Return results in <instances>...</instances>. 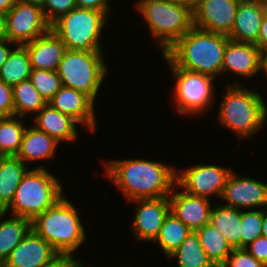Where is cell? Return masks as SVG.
<instances>
[{
    "mask_svg": "<svg viewBox=\"0 0 267 267\" xmlns=\"http://www.w3.org/2000/svg\"><path fill=\"white\" fill-rule=\"evenodd\" d=\"M105 175L122 190L127 201L169 196L176 185L177 169L145 159L106 160Z\"/></svg>",
    "mask_w": 267,
    "mask_h": 267,
    "instance_id": "1",
    "label": "cell"
},
{
    "mask_svg": "<svg viewBox=\"0 0 267 267\" xmlns=\"http://www.w3.org/2000/svg\"><path fill=\"white\" fill-rule=\"evenodd\" d=\"M229 40L227 35L194 26L164 54L177 67L216 78L222 75L224 51Z\"/></svg>",
    "mask_w": 267,
    "mask_h": 267,
    "instance_id": "2",
    "label": "cell"
},
{
    "mask_svg": "<svg viewBox=\"0 0 267 267\" xmlns=\"http://www.w3.org/2000/svg\"><path fill=\"white\" fill-rule=\"evenodd\" d=\"M225 91L219 106V124L234 131L240 141L251 138L267 120L264 98L238 82L227 84Z\"/></svg>",
    "mask_w": 267,
    "mask_h": 267,
    "instance_id": "3",
    "label": "cell"
},
{
    "mask_svg": "<svg viewBox=\"0 0 267 267\" xmlns=\"http://www.w3.org/2000/svg\"><path fill=\"white\" fill-rule=\"evenodd\" d=\"M74 204L64 196L32 220V230L58 254L73 255L86 240L85 229Z\"/></svg>",
    "mask_w": 267,
    "mask_h": 267,
    "instance_id": "4",
    "label": "cell"
},
{
    "mask_svg": "<svg viewBox=\"0 0 267 267\" xmlns=\"http://www.w3.org/2000/svg\"><path fill=\"white\" fill-rule=\"evenodd\" d=\"M60 181L44 166L28 169L4 212L34 220L64 196Z\"/></svg>",
    "mask_w": 267,
    "mask_h": 267,
    "instance_id": "5",
    "label": "cell"
},
{
    "mask_svg": "<svg viewBox=\"0 0 267 267\" xmlns=\"http://www.w3.org/2000/svg\"><path fill=\"white\" fill-rule=\"evenodd\" d=\"M146 21L151 35L164 54L179 38L194 27L193 10L168 0H139L135 9Z\"/></svg>",
    "mask_w": 267,
    "mask_h": 267,
    "instance_id": "6",
    "label": "cell"
},
{
    "mask_svg": "<svg viewBox=\"0 0 267 267\" xmlns=\"http://www.w3.org/2000/svg\"><path fill=\"white\" fill-rule=\"evenodd\" d=\"M109 17L102 11L76 7L50 25L68 50L102 51L100 37Z\"/></svg>",
    "mask_w": 267,
    "mask_h": 267,
    "instance_id": "7",
    "label": "cell"
},
{
    "mask_svg": "<svg viewBox=\"0 0 267 267\" xmlns=\"http://www.w3.org/2000/svg\"><path fill=\"white\" fill-rule=\"evenodd\" d=\"M102 51L66 49L57 73L63 86L88 95L94 102L107 73Z\"/></svg>",
    "mask_w": 267,
    "mask_h": 267,
    "instance_id": "8",
    "label": "cell"
},
{
    "mask_svg": "<svg viewBox=\"0 0 267 267\" xmlns=\"http://www.w3.org/2000/svg\"><path fill=\"white\" fill-rule=\"evenodd\" d=\"M164 60L170 65L176 84L174 102L180 114L197 115L204 113L214 100L213 80L215 78L177 67L165 54Z\"/></svg>",
    "mask_w": 267,
    "mask_h": 267,
    "instance_id": "9",
    "label": "cell"
},
{
    "mask_svg": "<svg viewBox=\"0 0 267 267\" xmlns=\"http://www.w3.org/2000/svg\"><path fill=\"white\" fill-rule=\"evenodd\" d=\"M49 30L41 7L16 0L6 14L7 39L16 45L30 43Z\"/></svg>",
    "mask_w": 267,
    "mask_h": 267,
    "instance_id": "10",
    "label": "cell"
},
{
    "mask_svg": "<svg viewBox=\"0 0 267 267\" xmlns=\"http://www.w3.org/2000/svg\"><path fill=\"white\" fill-rule=\"evenodd\" d=\"M180 171L177 170L176 184L188 194L205 198L210 195L222 198L227 177L232 172L230 168L211 164H198Z\"/></svg>",
    "mask_w": 267,
    "mask_h": 267,
    "instance_id": "11",
    "label": "cell"
},
{
    "mask_svg": "<svg viewBox=\"0 0 267 267\" xmlns=\"http://www.w3.org/2000/svg\"><path fill=\"white\" fill-rule=\"evenodd\" d=\"M222 201H226L224 206L243 209H267V183L251 177H239L235 172H231L227 177Z\"/></svg>",
    "mask_w": 267,
    "mask_h": 267,
    "instance_id": "12",
    "label": "cell"
},
{
    "mask_svg": "<svg viewBox=\"0 0 267 267\" xmlns=\"http://www.w3.org/2000/svg\"><path fill=\"white\" fill-rule=\"evenodd\" d=\"M239 4L236 0H200L193 10L194 26L229 36Z\"/></svg>",
    "mask_w": 267,
    "mask_h": 267,
    "instance_id": "13",
    "label": "cell"
},
{
    "mask_svg": "<svg viewBox=\"0 0 267 267\" xmlns=\"http://www.w3.org/2000/svg\"><path fill=\"white\" fill-rule=\"evenodd\" d=\"M132 202L137 203L136 214L131 226L132 235L136 240L154 241L170 213L168 196L153 199H138Z\"/></svg>",
    "mask_w": 267,
    "mask_h": 267,
    "instance_id": "14",
    "label": "cell"
},
{
    "mask_svg": "<svg viewBox=\"0 0 267 267\" xmlns=\"http://www.w3.org/2000/svg\"><path fill=\"white\" fill-rule=\"evenodd\" d=\"M177 191L168 196L170 203V212L192 231L202 228L210 223V214L212 210L211 200L209 198L194 196L186 193L176 184Z\"/></svg>",
    "mask_w": 267,
    "mask_h": 267,
    "instance_id": "15",
    "label": "cell"
},
{
    "mask_svg": "<svg viewBox=\"0 0 267 267\" xmlns=\"http://www.w3.org/2000/svg\"><path fill=\"white\" fill-rule=\"evenodd\" d=\"M58 253L41 236L31 230L12 250L4 267H46Z\"/></svg>",
    "mask_w": 267,
    "mask_h": 267,
    "instance_id": "16",
    "label": "cell"
},
{
    "mask_svg": "<svg viewBox=\"0 0 267 267\" xmlns=\"http://www.w3.org/2000/svg\"><path fill=\"white\" fill-rule=\"evenodd\" d=\"M48 103L62 114L72 117L79 125L82 124L91 132L95 131L94 101L88 95L62 85Z\"/></svg>",
    "mask_w": 267,
    "mask_h": 267,
    "instance_id": "17",
    "label": "cell"
},
{
    "mask_svg": "<svg viewBox=\"0 0 267 267\" xmlns=\"http://www.w3.org/2000/svg\"><path fill=\"white\" fill-rule=\"evenodd\" d=\"M261 53L260 49L253 43L237 42L229 40L227 42L222 74L230 72L237 76L252 78L260 71Z\"/></svg>",
    "mask_w": 267,
    "mask_h": 267,
    "instance_id": "18",
    "label": "cell"
},
{
    "mask_svg": "<svg viewBox=\"0 0 267 267\" xmlns=\"http://www.w3.org/2000/svg\"><path fill=\"white\" fill-rule=\"evenodd\" d=\"M31 68L57 71L66 50L64 43L50 29L46 34L24 45Z\"/></svg>",
    "mask_w": 267,
    "mask_h": 267,
    "instance_id": "19",
    "label": "cell"
},
{
    "mask_svg": "<svg viewBox=\"0 0 267 267\" xmlns=\"http://www.w3.org/2000/svg\"><path fill=\"white\" fill-rule=\"evenodd\" d=\"M265 16L262 0L240 2L229 38L258 45V34Z\"/></svg>",
    "mask_w": 267,
    "mask_h": 267,
    "instance_id": "20",
    "label": "cell"
},
{
    "mask_svg": "<svg viewBox=\"0 0 267 267\" xmlns=\"http://www.w3.org/2000/svg\"><path fill=\"white\" fill-rule=\"evenodd\" d=\"M33 122L36 129L47 133L59 143L73 142L78 137V122L54 109L49 103L34 116Z\"/></svg>",
    "mask_w": 267,
    "mask_h": 267,
    "instance_id": "21",
    "label": "cell"
},
{
    "mask_svg": "<svg viewBox=\"0 0 267 267\" xmlns=\"http://www.w3.org/2000/svg\"><path fill=\"white\" fill-rule=\"evenodd\" d=\"M58 144L60 143L54 138L34 126L26 127L16 157L25 164L27 161L30 163V161L49 159L54 157Z\"/></svg>",
    "mask_w": 267,
    "mask_h": 267,
    "instance_id": "22",
    "label": "cell"
},
{
    "mask_svg": "<svg viewBox=\"0 0 267 267\" xmlns=\"http://www.w3.org/2000/svg\"><path fill=\"white\" fill-rule=\"evenodd\" d=\"M29 167L16 156H0V209L12 202L15 191Z\"/></svg>",
    "mask_w": 267,
    "mask_h": 267,
    "instance_id": "23",
    "label": "cell"
},
{
    "mask_svg": "<svg viewBox=\"0 0 267 267\" xmlns=\"http://www.w3.org/2000/svg\"><path fill=\"white\" fill-rule=\"evenodd\" d=\"M210 223L233 248H241V210L216 205L211 210Z\"/></svg>",
    "mask_w": 267,
    "mask_h": 267,
    "instance_id": "24",
    "label": "cell"
},
{
    "mask_svg": "<svg viewBox=\"0 0 267 267\" xmlns=\"http://www.w3.org/2000/svg\"><path fill=\"white\" fill-rule=\"evenodd\" d=\"M7 213L0 216V264H3L9 257L12 250L32 230V221L29 219L14 216L5 219Z\"/></svg>",
    "mask_w": 267,
    "mask_h": 267,
    "instance_id": "25",
    "label": "cell"
},
{
    "mask_svg": "<svg viewBox=\"0 0 267 267\" xmlns=\"http://www.w3.org/2000/svg\"><path fill=\"white\" fill-rule=\"evenodd\" d=\"M31 63L29 54L24 45H16L14 47L6 62L0 69V80L8 86L14 87L21 81L30 78Z\"/></svg>",
    "mask_w": 267,
    "mask_h": 267,
    "instance_id": "26",
    "label": "cell"
},
{
    "mask_svg": "<svg viewBox=\"0 0 267 267\" xmlns=\"http://www.w3.org/2000/svg\"><path fill=\"white\" fill-rule=\"evenodd\" d=\"M196 233L207 257L216 267H220L230 255L233 247L211 223L199 228Z\"/></svg>",
    "mask_w": 267,
    "mask_h": 267,
    "instance_id": "27",
    "label": "cell"
},
{
    "mask_svg": "<svg viewBox=\"0 0 267 267\" xmlns=\"http://www.w3.org/2000/svg\"><path fill=\"white\" fill-rule=\"evenodd\" d=\"M177 258V267H216L207 257L196 231H191L180 247L168 256Z\"/></svg>",
    "mask_w": 267,
    "mask_h": 267,
    "instance_id": "28",
    "label": "cell"
},
{
    "mask_svg": "<svg viewBox=\"0 0 267 267\" xmlns=\"http://www.w3.org/2000/svg\"><path fill=\"white\" fill-rule=\"evenodd\" d=\"M14 116L25 117L26 114L38 113L47 101L39 94L32 85L30 79L21 81L12 87Z\"/></svg>",
    "mask_w": 267,
    "mask_h": 267,
    "instance_id": "29",
    "label": "cell"
},
{
    "mask_svg": "<svg viewBox=\"0 0 267 267\" xmlns=\"http://www.w3.org/2000/svg\"><path fill=\"white\" fill-rule=\"evenodd\" d=\"M192 230L182 221L177 219L171 212L165 218L164 223L154 242L163 250L168 257L177 250Z\"/></svg>",
    "mask_w": 267,
    "mask_h": 267,
    "instance_id": "30",
    "label": "cell"
},
{
    "mask_svg": "<svg viewBox=\"0 0 267 267\" xmlns=\"http://www.w3.org/2000/svg\"><path fill=\"white\" fill-rule=\"evenodd\" d=\"M16 118H0V156H16L21 148L26 125L21 117Z\"/></svg>",
    "mask_w": 267,
    "mask_h": 267,
    "instance_id": "31",
    "label": "cell"
},
{
    "mask_svg": "<svg viewBox=\"0 0 267 267\" xmlns=\"http://www.w3.org/2000/svg\"><path fill=\"white\" fill-rule=\"evenodd\" d=\"M29 79L47 103L62 86L61 79L57 71L32 69Z\"/></svg>",
    "mask_w": 267,
    "mask_h": 267,
    "instance_id": "32",
    "label": "cell"
},
{
    "mask_svg": "<svg viewBox=\"0 0 267 267\" xmlns=\"http://www.w3.org/2000/svg\"><path fill=\"white\" fill-rule=\"evenodd\" d=\"M263 210H241V248H245L259 236H262Z\"/></svg>",
    "mask_w": 267,
    "mask_h": 267,
    "instance_id": "33",
    "label": "cell"
},
{
    "mask_svg": "<svg viewBox=\"0 0 267 267\" xmlns=\"http://www.w3.org/2000/svg\"><path fill=\"white\" fill-rule=\"evenodd\" d=\"M76 7V0H46L42 11L46 21L51 25L59 17Z\"/></svg>",
    "mask_w": 267,
    "mask_h": 267,
    "instance_id": "34",
    "label": "cell"
},
{
    "mask_svg": "<svg viewBox=\"0 0 267 267\" xmlns=\"http://www.w3.org/2000/svg\"><path fill=\"white\" fill-rule=\"evenodd\" d=\"M220 267H263L246 248H233L226 261Z\"/></svg>",
    "mask_w": 267,
    "mask_h": 267,
    "instance_id": "35",
    "label": "cell"
},
{
    "mask_svg": "<svg viewBox=\"0 0 267 267\" xmlns=\"http://www.w3.org/2000/svg\"><path fill=\"white\" fill-rule=\"evenodd\" d=\"M14 116L12 87L0 80V118Z\"/></svg>",
    "mask_w": 267,
    "mask_h": 267,
    "instance_id": "36",
    "label": "cell"
},
{
    "mask_svg": "<svg viewBox=\"0 0 267 267\" xmlns=\"http://www.w3.org/2000/svg\"><path fill=\"white\" fill-rule=\"evenodd\" d=\"M247 251L262 264L267 263V238L259 236L246 247Z\"/></svg>",
    "mask_w": 267,
    "mask_h": 267,
    "instance_id": "37",
    "label": "cell"
},
{
    "mask_svg": "<svg viewBox=\"0 0 267 267\" xmlns=\"http://www.w3.org/2000/svg\"><path fill=\"white\" fill-rule=\"evenodd\" d=\"M46 267H84L74 255L58 254Z\"/></svg>",
    "mask_w": 267,
    "mask_h": 267,
    "instance_id": "38",
    "label": "cell"
},
{
    "mask_svg": "<svg viewBox=\"0 0 267 267\" xmlns=\"http://www.w3.org/2000/svg\"><path fill=\"white\" fill-rule=\"evenodd\" d=\"M110 0H76V5L79 8L92 9L102 11L108 16L110 12Z\"/></svg>",
    "mask_w": 267,
    "mask_h": 267,
    "instance_id": "39",
    "label": "cell"
},
{
    "mask_svg": "<svg viewBox=\"0 0 267 267\" xmlns=\"http://www.w3.org/2000/svg\"><path fill=\"white\" fill-rule=\"evenodd\" d=\"M257 47L260 49V53H267V17L264 16L260 31L258 34V45Z\"/></svg>",
    "mask_w": 267,
    "mask_h": 267,
    "instance_id": "40",
    "label": "cell"
},
{
    "mask_svg": "<svg viewBox=\"0 0 267 267\" xmlns=\"http://www.w3.org/2000/svg\"><path fill=\"white\" fill-rule=\"evenodd\" d=\"M10 45H13V47L16 46V44L10 42L8 39L0 41V69L2 65L6 62V60L8 59V56L12 50Z\"/></svg>",
    "mask_w": 267,
    "mask_h": 267,
    "instance_id": "41",
    "label": "cell"
},
{
    "mask_svg": "<svg viewBox=\"0 0 267 267\" xmlns=\"http://www.w3.org/2000/svg\"><path fill=\"white\" fill-rule=\"evenodd\" d=\"M7 39L6 35V14L0 12V41Z\"/></svg>",
    "mask_w": 267,
    "mask_h": 267,
    "instance_id": "42",
    "label": "cell"
},
{
    "mask_svg": "<svg viewBox=\"0 0 267 267\" xmlns=\"http://www.w3.org/2000/svg\"><path fill=\"white\" fill-rule=\"evenodd\" d=\"M16 0H0V12L7 14Z\"/></svg>",
    "mask_w": 267,
    "mask_h": 267,
    "instance_id": "43",
    "label": "cell"
},
{
    "mask_svg": "<svg viewBox=\"0 0 267 267\" xmlns=\"http://www.w3.org/2000/svg\"><path fill=\"white\" fill-rule=\"evenodd\" d=\"M168 1L186 5L190 7L192 10H194L200 2V0H168Z\"/></svg>",
    "mask_w": 267,
    "mask_h": 267,
    "instance_id": "44",
    "label": "cell"
},
{
    "mask_svg": "<svg viewBox=\"0 0 267 267\" xmlns=\"http://www.w3.org/2000/svg\"><path fill=\"white\" fill-rule=\"evenodd\" d=\"M260 71H263L267 77V53H261Z\"/></svg>",
    "mask_w": 267,
    "mask_h": 267,
    "instance_id": "45",
    "label": "cell"
},
{
    "mask_svg": "<svg viewBox=\"0 0 267 267\" xmlns=\"http://www.w3.org/2000/svg\"><path fill=\"white\" fill-rule=\"evenodd\" d=\"M262 236L267 238V209L263 210Z\"/></svg>",
    "mask_w": 267,
    "mask_h": 267,
    "instance_id": "46",
    "label": "cell"
},
{
    "mask_svg": "<svg viewBox=\"0 0 267 267\" xmlns=\"http://www.w3.org/2000/svg\"><path fill=\"white\" fill-rule=\"evenodd\" d=\"M21 2L27 3V4H32L38 7L43 8L46 0H19Z\"/></svg>",
    "mask_w": 267,
    "mask_h": 267,
    "instance_id": "47",
    "label": "cell"
},
{
    "mask_svg": "<svg viewBox=\"0 0 267 267\" xmlns=\"http://www.w3.org/2000/svg\"><path fill=\"white\" fill-rule=\"evenodd\" d=\"M262 4L264 7L265 16L267 17V0H262Z\"/></svg>",
    "mask_w": 267,
    "mask_h": 267,
    "instance_id": "48",
    "label": "cell"
},
{
    "mask_svg": "<svg viewBox=\"0 0 267 267\" xmlns=\"http://www.w3.org/2000/svg\"><path fill=\"white\" fill-rule=\"evenodd\" d=\"M238 2H252V1H256V0H236Z\"/></svg>",
    "mask_w": 267,
    "mask_h": 267,
    "instance_id": "49",
    "label": "cell"
},
{
    "mask_svg": "<svg viewBox=\"0 0 267 267\" xmlns=\"http://www.w3.org/2000/svg\"><path fill=\"white\" fill-rule=\"evenodd\" d=\"M3 212H4V210H1V209H0V216H1V214H2Z\"/></svg>",
    "mask_w": 267,
    "mask_h": 267,
    "instance_id": "50",
    "label": "cell"
}]
</instances>
